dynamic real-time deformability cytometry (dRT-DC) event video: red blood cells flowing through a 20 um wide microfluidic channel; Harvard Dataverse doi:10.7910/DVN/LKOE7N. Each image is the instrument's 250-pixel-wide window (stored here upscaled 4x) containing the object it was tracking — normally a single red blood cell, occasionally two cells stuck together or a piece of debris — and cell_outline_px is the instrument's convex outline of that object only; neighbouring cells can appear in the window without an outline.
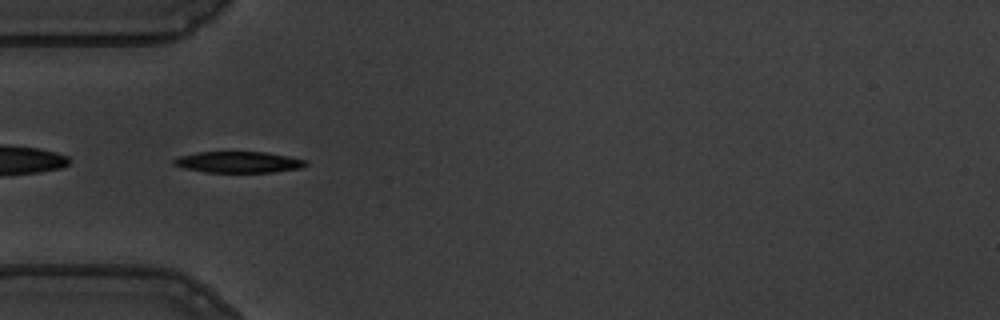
{"species": "common noctule bat (a hibernating species)", "species_latin": "Nyctalus noctula", "temperature_condition": "warm", "stored_images_in_passage": 40, "camera_frame_rate_fps": 3000, "um_per_image_px": 0.085, "animal": {"sex": "male", "body_mass_g": 19.5, "forearm_length_mm": 54.6}, "frame": {"image": 1, "passage_image": 1, "time_ms": 0.0, "image_size_px": [1000, 320], "cell_outline_px": [[308, 164], [300, 168], [272, 172], [204, 172], [184, 168], [172, 164], [172, 160], [180, 156], [196, 152], [264, 152], [288, 156], [308, 160]], "centroid_in_image_um": [20.26, 13.78], "position_along_channel_um": 64.7, "area_um2": 16.3}}
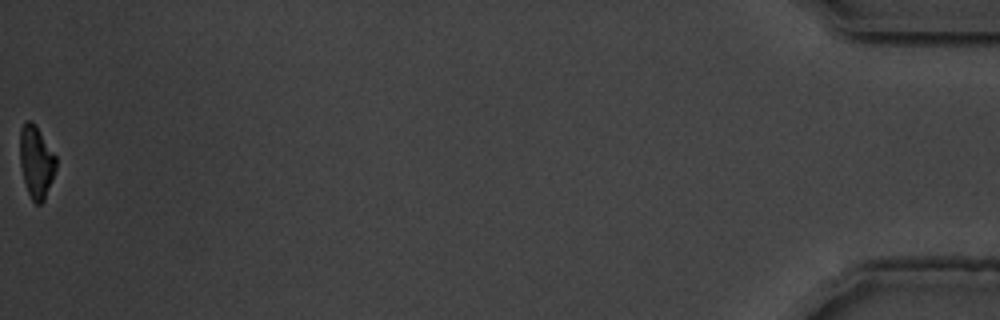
{"frame": {"image": 2, "passage_image": 40, "time_ms": 13.0, "image_size_px": [1000, 320], "cell_outline_px": [[56, 168], [52, 180], [44, 200], [40, 204], [36, 204], [32, 200], [28, 192], [24, 180], [20, 164], [20, 128], [28, 120], [32, 120], [36, 124], [56, 156]], "centroid_in_image_um": [3.08, 13.73], "position_along_channel_um": 432.1, "area_um2": 15.2}, "authors_computed_cell_mechanics": {"area_um2": 17.2244, "velocity_mm_per_s": 3.5984, "shape_relaxation_time_tau1_ms": 3.4242, "shape_relaxation_time_tau2_ms": 2.2857, "deformation_change_tau1": 0.1572, "deformation_change_tau2": 0.0697}}